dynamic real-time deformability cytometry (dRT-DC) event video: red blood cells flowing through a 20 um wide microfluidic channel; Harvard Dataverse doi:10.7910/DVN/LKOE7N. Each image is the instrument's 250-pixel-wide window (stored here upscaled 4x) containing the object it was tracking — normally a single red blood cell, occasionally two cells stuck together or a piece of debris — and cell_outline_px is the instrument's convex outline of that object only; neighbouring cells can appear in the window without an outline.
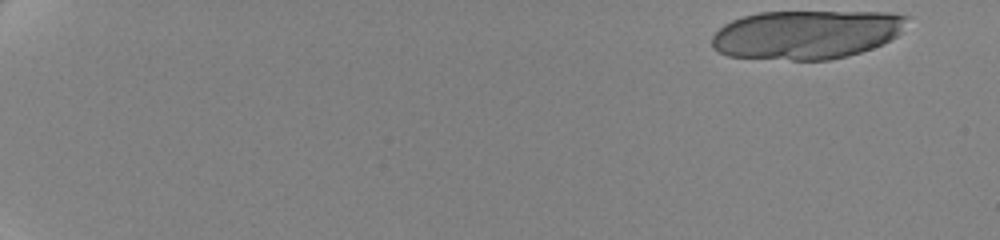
{"species": "human", "species_latin": "Homo sapiens", "temperature_condition": "cold", "stored_images_in_passage": 13, "camera_frame_rate_fps": 3000, "um_per_image_px": 0.085, "donor": {"sex": "female"}, "frame": {"image": 1, "passage_image": 1, "time_ms": 0.0, "image_size_px": [1000, 240], "cell_outline_px": [[908, 16], [900, 32], [896, 36], [872, 48], [848, 56], [828, 60], [792, 60], [728, 56], [712, 48], [712, 36], [724, 24], [732, 20], [744, 16], [760, 12], [888, 12]], "centroid_in_image_um": [68.51, 2.93], "position_along_channel_um": 16.5, "area_um2": 55.31}}